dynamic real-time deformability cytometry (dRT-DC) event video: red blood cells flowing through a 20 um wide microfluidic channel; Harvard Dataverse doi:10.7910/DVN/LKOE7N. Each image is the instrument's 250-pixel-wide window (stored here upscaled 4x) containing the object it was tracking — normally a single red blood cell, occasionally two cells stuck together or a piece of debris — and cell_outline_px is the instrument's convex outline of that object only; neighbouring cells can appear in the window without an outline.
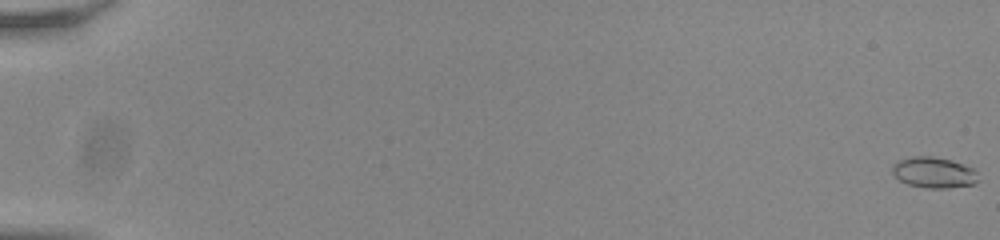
{"species": "common noctule bat (a hibernating species)", "species_latin": "Nyctalus noctula", "temperature_condition": "room temperature", "stored_images_in_passage": 57, "camera_frame_rate_fps": 3000, "um_per_image_px": 0.085, "animal": {"sex": "male", "body_mass_g": 20.0, "forearm_length_mm": 53.3}, "frame": {"image": 1, "passage_image": 1, "time_ms": 0.0, "image_size_px": [1000, 240], "cell_outline_px": [[980, 180], [976, 184], [948, 188], [924, 188], [908, 184], [900, 180], [892, 172], [892, 164], [896, 160], [912, 156], [932, 156], [952, 160], [976, 168]], "centroid_in_image_um": [79.42, 14.66], "position_along_channel_um": 5.6, "area_um2": 15.9}}
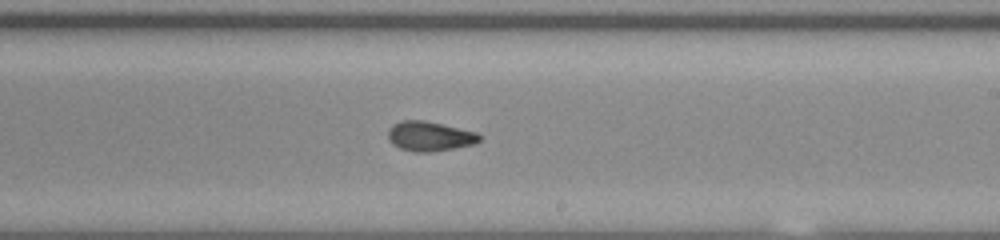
{"frame": {"image": 2, "passage_image": 36, "time_ms": 11.667, "image_size_px": [1000, 240], "cell_outline_px": [[480, 140], [476, 144], [432, 152], [412, 152], [400, 148], [392, 144], [388, 140], [388, 128], [392, 124], [400, 120], [424, 120], [476, 132], [480, 136]], "centroid_in_image_um": [36.48, 11.58], "position_along_channel_um": 252.5, "area_um2": 15.95}}
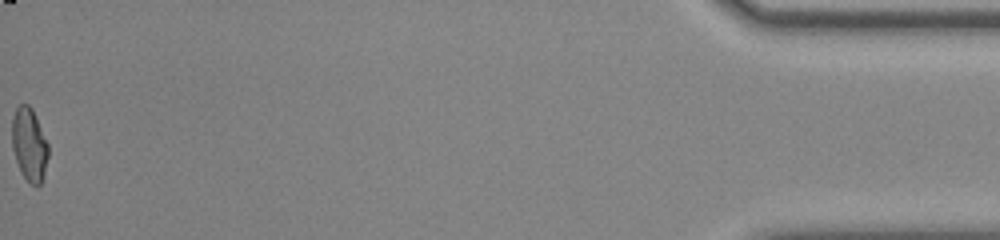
{"frame": {"image": 3, "passage_image": 57, "time_ms": 18.667, "image_size_px": [1000, 240], "cell_outline_px": [[48, 156], [44, 176], [40, 184], [36, 188], [20, 172], [12, 148], [12, 116], [16, 108], [20, 104], [28, 104], [32, 108], [36, 116], [48, 144]], "centroid_in_image_um": [2.49, 12.28], "position_along_channel_um": 432.7, "area_um2": 15.55}, "authors_computed_cell_mechanics": {"area_um2": 15.606, "velocity_mm_per_s": 3.8339, "shape_relaxation_time_tau1_ms": null, "shape_relaxation_time_tau2_ms": 1.5392, "deformation_change_tau1": null, "deformation_change_tau2": 0.0697}}